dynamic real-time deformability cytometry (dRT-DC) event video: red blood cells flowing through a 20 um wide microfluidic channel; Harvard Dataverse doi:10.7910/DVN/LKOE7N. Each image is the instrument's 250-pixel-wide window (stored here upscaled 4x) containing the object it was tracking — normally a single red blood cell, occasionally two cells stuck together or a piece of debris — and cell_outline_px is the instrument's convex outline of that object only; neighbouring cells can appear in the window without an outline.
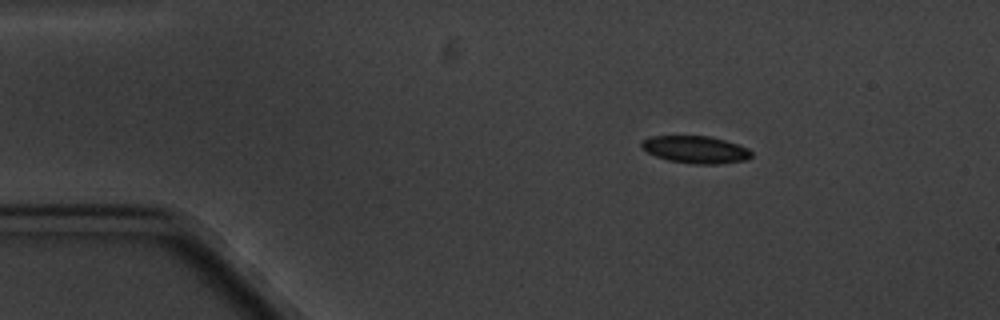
{"species": "common noctule bat (a hibernating species)", "species_latin": "Nyctalus noctula", "temperature_condition": "cold", "stored_images_in_passage": 6, "camera_frame_rate_fps": 3000, "um_per_image_px": 0.085, "animal": {"sex": "male", "body_mass_g": 20.1, "forearm_length_mm": 53.5}, "frame": {"image": 1, "passage_image": 1, "time_ms": 0.0, "image_size_px": [1000, 320], "cell_outline_px": [[752, 156], [748, 160], [716, 164], [696, 164], [668, 160], [656, 156], [648, 152], [640, 144], [644, 140], [652, 136], [708, 136], [724, 140], [748, 148], [752, 152]], "centroid_in_image_um": [59.16, 12.72], "position_along_channel_um": 25.8, "area_um2": 17.28}}
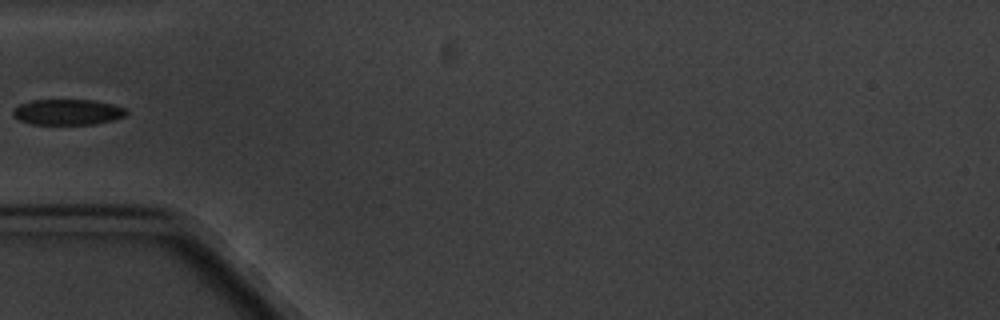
{"frame": {"image": 2, "passage_image": 4, "time_ms": 3.333, "image_size_px": [1000, 320], "cell_outline_px": [[128, 112], [124, 116], [112, 120], [92, 124], [32, 124], [20, 120], [12, 112], [20, 104], [32, 100], [92, 100], [112, 104], [128, 108]], "centroid_in_image_um": [5.79, 9.52], "position_along_channel_um": 79.2, "area_um2": 16.76}}